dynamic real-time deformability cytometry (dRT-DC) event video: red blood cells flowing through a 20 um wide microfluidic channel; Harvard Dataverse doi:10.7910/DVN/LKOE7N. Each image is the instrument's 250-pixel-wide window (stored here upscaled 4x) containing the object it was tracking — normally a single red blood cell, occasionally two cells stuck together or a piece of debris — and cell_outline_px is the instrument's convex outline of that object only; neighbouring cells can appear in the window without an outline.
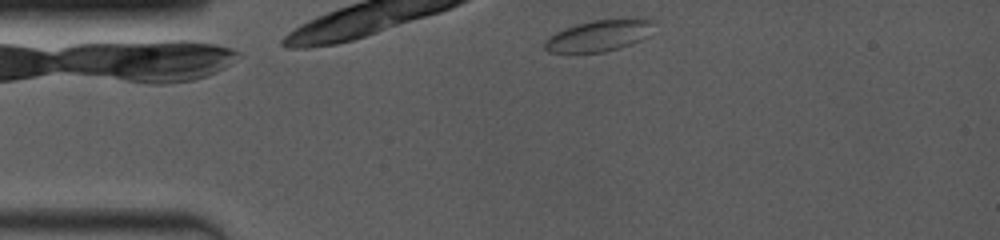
{"species": "common noctule bat (a hibernating species)", "species_latin": "Nyctalus noctula", "temperature_condition": "room temperature", "stored_images_in_passage": 18, "camera_frame_rate_fps": 4000, "um_per_image_px": 0.085, "animal": {"sex": "female", "body_mass_g": 19.0, "forearm_length_mm": 53.3}, "frame": {"image": 1, "passage_image": 2, "time_ms": 0.25, "image_size_px": [1000, 240], "cell_outline_px": [[652, 20], [648, 36], [632, 44], [620, 48], [604, 52], [548, 52], [544, 48], [544, 40], [548, 36], [556, 32], [576, 24], [592, 20], [624, 16], [644, 16]], "centroid_in_image_um": [50.95, 2.98], "position_along_channel_um": 34.0, "area_um2": 20.52}}
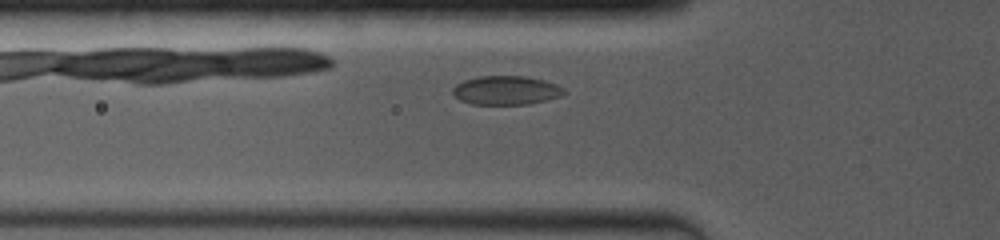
{"frame": {"image": 2, "passage_image": 11, "time_ms": 2.5, "image_size_px": [1000, 240], "cell_outline_px": [[568, 92], [560, 96], [528, 104], [472, 104], [460, 100], [452, 96], [452, 88], [456, 84], [464, 80], [480, 76], [524, 76], [544, 80], [556, 84], [564, 88]], "centroid_in_image_um": [42.99, 7.67], "position_along_channel_um": 82.8, "area_um2": 18.79}}
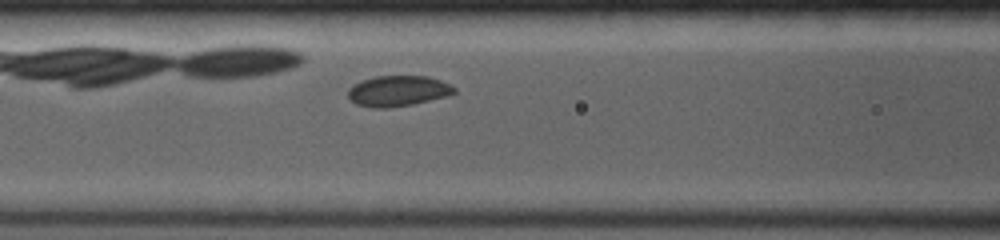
{"frame": {"image": 3, "passage_image": 15, "time_ms": 3.75, "image_size_px": [1000, 240], "cell_outline_px": [[456, 92], [444, 96], [412, 104], [388, 108], [372, 108], [356, 104], [348, 96], [348, 88], [352, 84], [360, 80], [376, 76], [428, 76], [440, 80], [456, 88]], "centroid_in_image_um": [33.77, 7.72], "position_along_channel_um": 132.8, "area_um2": 18.9}}